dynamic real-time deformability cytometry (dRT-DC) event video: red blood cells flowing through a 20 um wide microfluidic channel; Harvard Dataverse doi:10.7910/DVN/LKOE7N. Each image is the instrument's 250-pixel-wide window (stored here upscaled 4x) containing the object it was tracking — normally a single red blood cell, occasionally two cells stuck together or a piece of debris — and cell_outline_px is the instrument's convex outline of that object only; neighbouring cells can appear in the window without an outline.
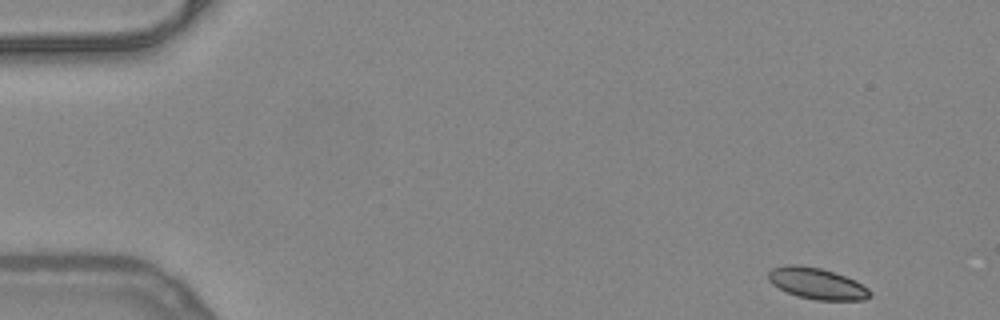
{"species": "common noctule bat (a hibernating species)", "species_latin": "Nyctalus noctula", "temperature_condition": "warm", "stored_images_in_passage": 48, "camera_frame_rate_fps": 3000, "um_per_image_px": 0.085, "animal": {"sex": "female", "body_mass_g": 24.6, "forearm_length_mm": 56.2}, "frame": {"image": 1, "passage_image": 1, "time_ms": 0.0, "image_size_px": [1000, 320], "cell_outline_px": [[872, 296], [864, 300], [816, 300], [796, 296], [772, 284], [768, 280], [768, 272], [772, 268], [788, 264], [796, 264], [820, 268], [856, 280], [868, 288], [872, 292]], "centroid_in_image_um": [69.45, 24.1], "position_along_channel_um": 15.5, "area_um2": 18.55}}
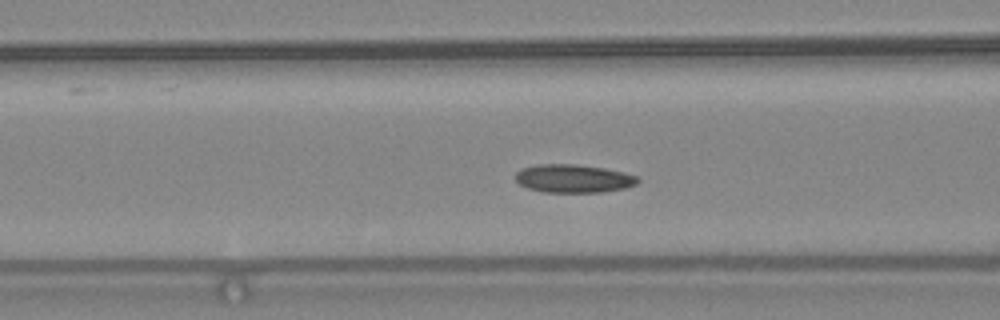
{"frame": {"image": 2, "passage_image": 18, "time_ms": 5.667, "image_size_px": [1000, 320], "cell_outline_px": [[640, 180], [636, 184], [624, 188], [600, 192], [544, 192], [528, 188], [520, 184], [516, 180], [516, 172], [520, 168], [540, 164], [572, 164], [604, 168], [624, 172], [636, 176]], "centroid_in_image_um": [48.73, 15.17], "position_along_channel_um": 117.9, "area_um2": 20.0}}
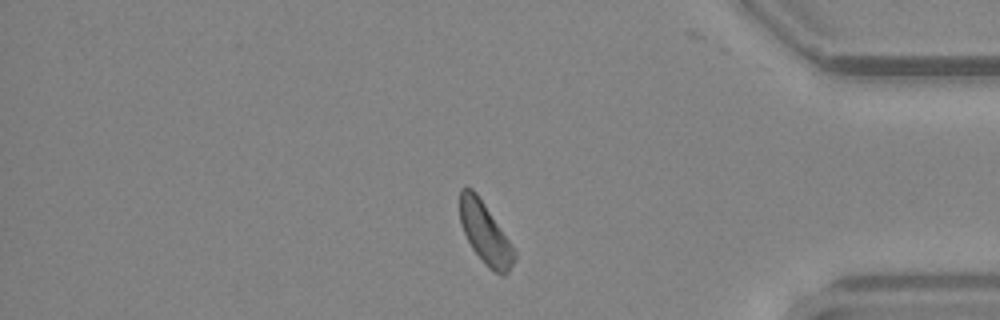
{"frame": {"image": 3, "passage_image": 41, "time_ms": 13.333, "image_size_px": [1000, 320], "cell_outline_px": [[516, 260], [508, 272], [504, 276], [500, 276], [472, 248], [464, 232], [460, 220], [460, 188], [472, 188], [476, 192], [516, 252]], "centroid_in_image_um": [41.24, 19.81], "position_along_channel_um": 394.0, "area_um2": 18.73}}